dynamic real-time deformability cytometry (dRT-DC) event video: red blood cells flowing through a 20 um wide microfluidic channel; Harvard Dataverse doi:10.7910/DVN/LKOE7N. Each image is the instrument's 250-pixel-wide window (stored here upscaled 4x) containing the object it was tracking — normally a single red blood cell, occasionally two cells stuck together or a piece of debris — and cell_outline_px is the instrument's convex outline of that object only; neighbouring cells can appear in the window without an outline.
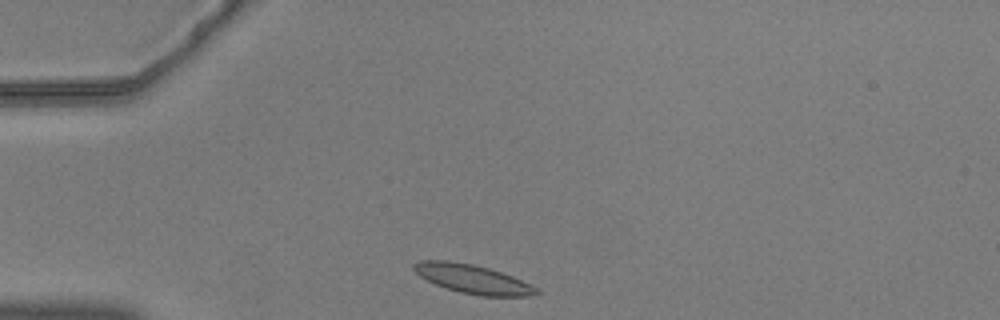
{"species": "common noctule bat (a hibernating species)", "species_latin": "Nyctalus noctula", "temperature_condition": "warm", "stored_images_in_passage": 34, "camera_frame_rate_fps": 3000, "um_per_image_px": 0.085, "animal": {"sex": "male", "body_mass_g": 20.5, "forearm_length_mm": 52.5}, "frame": {"image": 1, "passage_image": 1, "time_ms": 0.0, "image_size_px": [1000, 320], "cell_outline_px": [[540, 292], [528, 296], [480, 296], [460, 292], [436, 284], [420, 276], [412, 268], [412, 264], [420, 260], [448, 260], [472, 264], [488, 268], [512, 276], [540, 288]], "centroid_in_image_um": [40.19, 23.71], "position_along_channel_um": 44.8, "area_um2": 20.52}}
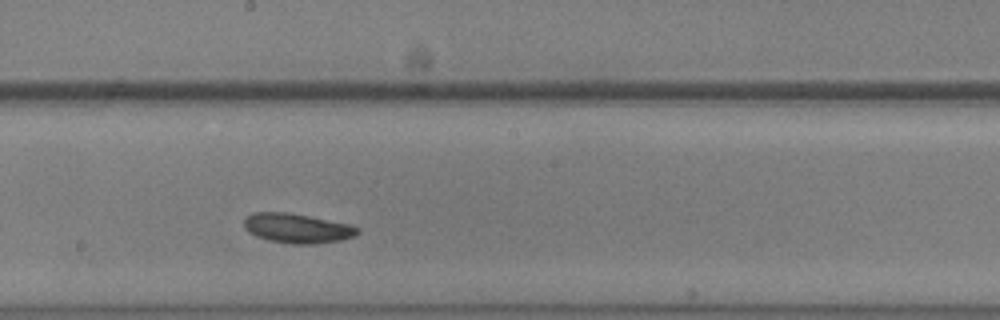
{"frame": {"image": 2, "passage_image": 18, "time_ms": 5.667, "image_size_px": [1000, 320], "cell_outline_px": [[360, 232], [344, 240], [316, 244], [292, 244], [268, 240], [256, 236], [248, 232], [244, 228], [244, 220], [252, 212], [288, 212], [348, 224], [360, 228]], "centroid_in_image_um": [25.25, 19.41], "position_along_channel_um": 223.0, "area_um2": 19.59}}
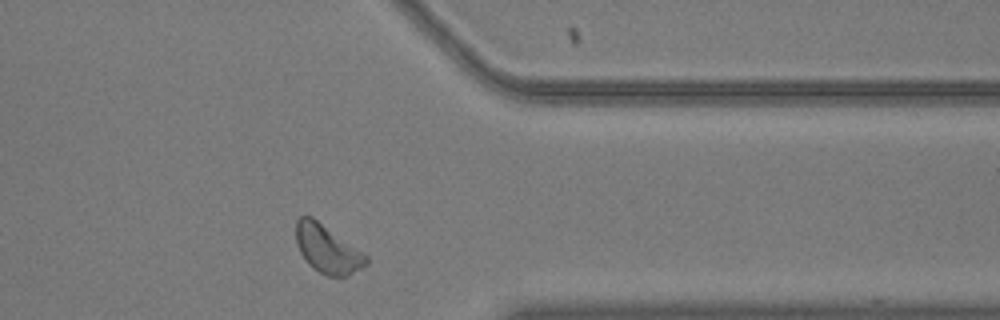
{"frame": {"image": 3, "passage_image": 32, "time_ms": 10.333, "image_size_px": [1000, 320], "cell_outline_px": [[368, 264], [348, 276], [328, 276], [320, 272], [308, 264], [300, 252], [296, 240], [296, 220], [300, 216], [312, 216], [364, 252], [368, 256]], "centroid_in_image_um": [27.85, 21.16], "position_along_channel_um": 383.6, "area_um2": 19.71}, "authors_computed_cell_mechanics": {"area_um2": 19.2474, "velocity_mm_per_s": 3.603, "shape_relaxation_time_tau1_ms": 3.1046, "shape_relaxation_time_tau2_ms": null, "deformation_change_tau1": 0.0875, "deformation_change_tau2": null}}